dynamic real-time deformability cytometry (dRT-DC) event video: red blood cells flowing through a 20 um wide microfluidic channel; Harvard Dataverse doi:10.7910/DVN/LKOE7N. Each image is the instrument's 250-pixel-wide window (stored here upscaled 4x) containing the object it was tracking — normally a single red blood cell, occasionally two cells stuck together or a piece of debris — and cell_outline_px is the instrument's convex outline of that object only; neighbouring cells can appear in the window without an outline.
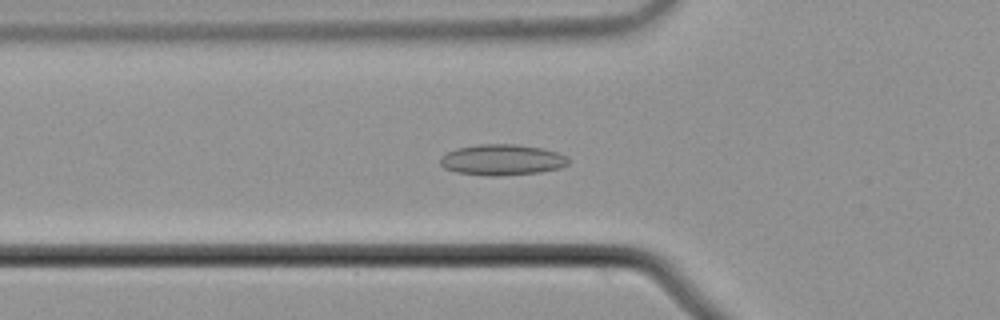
{"species": "common noctule bat (a hibernating species)", "species_latin": "Nyctalus noctula", "temperature_condition": "cold", "stored_images_in_passage": 43, "camera_frame_rate_fps": 3000, "um_per_image_px": 0.085, "animal": {"sex": "male", "body_mass_g": 21.5, "forearm_length_mm": 52.0}, "frame": {"image": 1, "passage_image": 10, "time_ms": 3.0, "image_size_px": [1000, 320], "cell_outline_px": [[568, 164], [560, 168], [540, 172], [492, 176], [484, 176], [456, 172], [444, 168], [440, 164], [440, 156], [456, 148], [476, 144], [516, 144], [544, 148], [568, 156]], "centroid_in_image_um": [42.66, 13.58], "position_along_channel_um": 83.1, "area_um2": 23.24}}
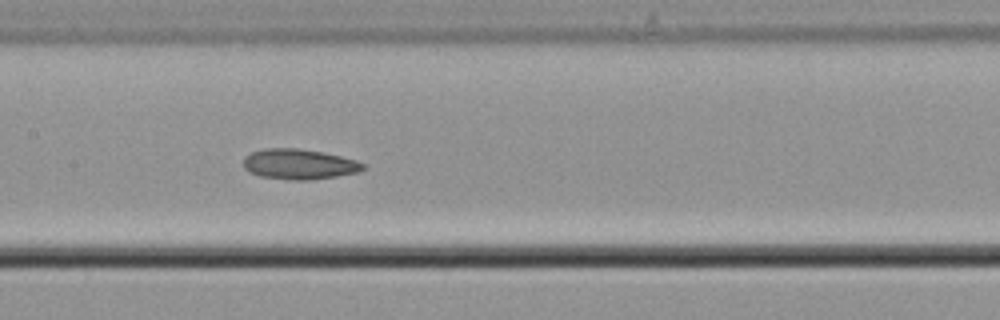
{"frame": {"image": 2, "passage_image": 18, "time_ms": 5.667, "image_size_px": [1000, 320], "cell_outline_px": [[364, 168], [360, 172], [312, 180], [292, 180], [260, 176], [248, 172], [244, 168], [244, 156], [252, 152], [264, 148], [296, 148], [320, 152], [340, 156], [356, 160], [364, 164]], "centroid_in_image_um": [25.4, 13.96], "position_along_channel_um": 182.0, "area_um2": 21.1}}
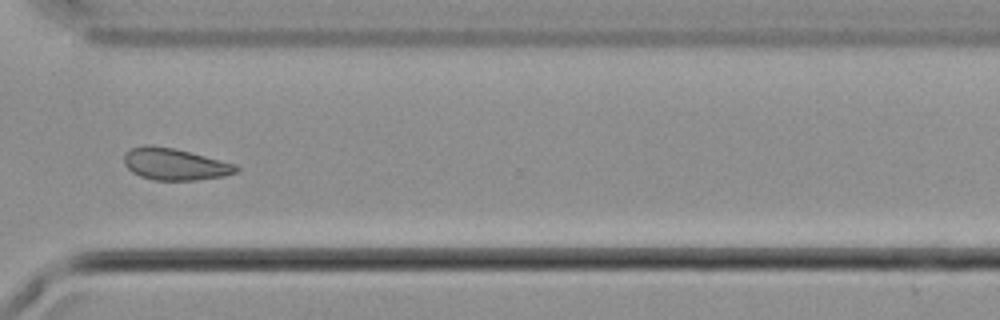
{"frame": {"image": 3, "passage_image": 32, "time_ms": 10.333, "image_size_px": [1000, 320], "cell_outline_px": [[240, 168], [236, 172], [224, 176], [196, 180], [152, 180], [140, 176], [132, 172], [124, 164], [124, 152], [132, 148], [144, 144], [152, 144], [172, 148], [236, 164]], "centroid_in_image_um": [14.82, 13.95], "position_along_channel_um": 355.8, "area_um2": 20.75}, "authors_computed_cell_mechanics": {"area_um2": 20.6924, "velocity_mm_per_s": 3.7099, "shape_relaxation_time_tau1_ms": 5.8534, "shape_relaxation_time_tau2_ms": null, "deformation_change_tau1": 0.0843, "deformation_change_tau2": null}}